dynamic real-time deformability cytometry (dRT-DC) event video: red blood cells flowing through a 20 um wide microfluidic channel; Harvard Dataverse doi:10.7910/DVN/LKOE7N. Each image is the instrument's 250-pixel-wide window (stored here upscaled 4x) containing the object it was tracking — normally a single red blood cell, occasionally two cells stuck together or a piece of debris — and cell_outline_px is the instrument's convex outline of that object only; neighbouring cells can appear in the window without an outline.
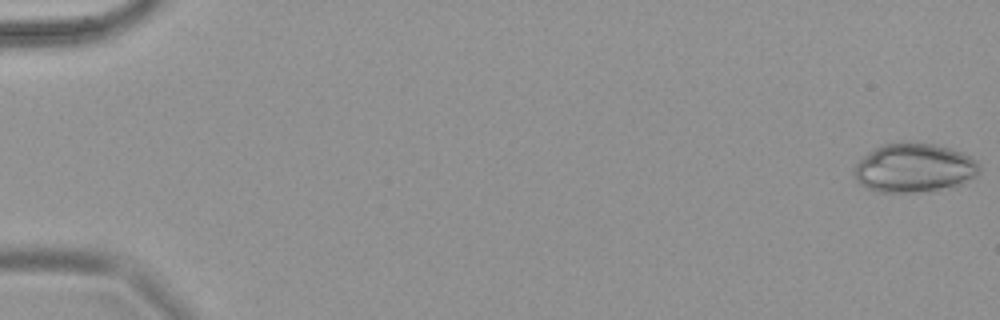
{"species": "common noctule bat (a hibernating species)", "species_latin": "Nyctalus noctula", "temperature_condition": "warm", "stored_images_in_passage": 68, "camera_frame_rate_fps": 3000, "um_per_image_px": 0.085, "animal": {"sex": "female", "body_mass_g": 18.4}, "frame": {"image": 1, "passage_image": 1, "time_ms": 0.0, "image_size_px": [1000, 320], "cell_outline_px": [[980, 172], [976, 176], [964, 184], [956, 188], [932, 192], [880, 192], [868, 188], [860, 184], [856, 180], [852, 172], [852, 168], [864, 156], [880, 144], [900, 140], [916, 140], [936, 144], [960, 152], [976, 160], [980, 168]], "centroid_in_image_um": [77.72, 14.26], "position_along_channel_um": 7.3, "area_um2": 36.99}}
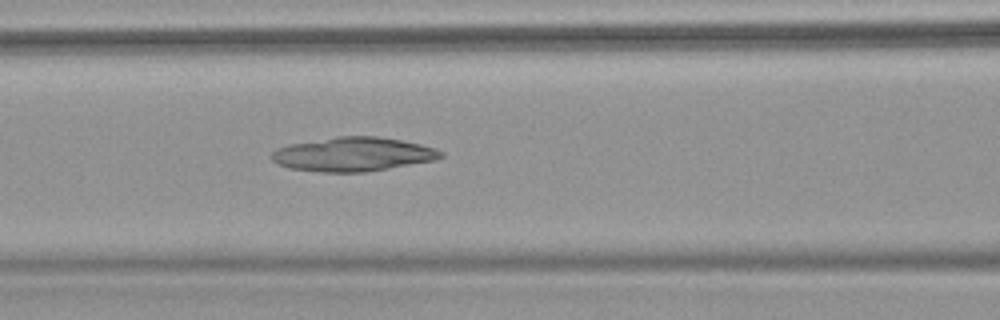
{"frame": {"image": 2, "passage_image": 31, "time_ms": 10.0, "image_size_px": [1000, 320], "cell_outline_px": [[444, 156], [436, 160], [364, 172], [320, 172], [288, 168], [276, 164], [268, 156], [276, 148], [288, 144], [336, 136], [376, 136], [400, 140], [420, 144], [436, 148], [444, 152]], "centroid_in_image_um": [29.97, 13.11], "position_along_channel_um": 136.6, "area_um2": 33.81}}
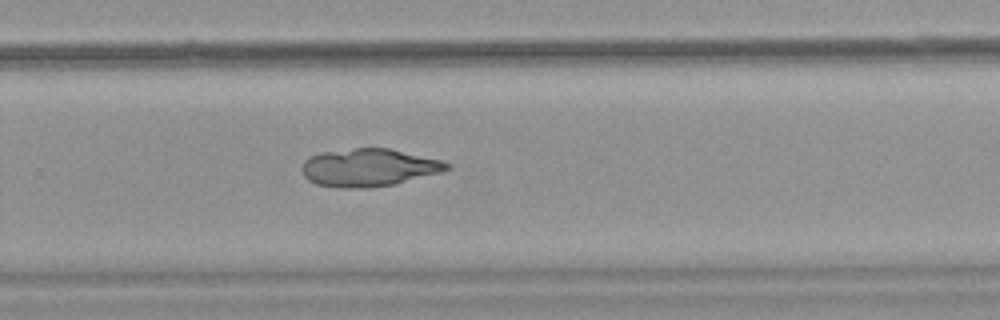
{"frame": {"image": 3, "passage_image": 47, "time_ms": 15.333, "image_size_px": [1000, 320], "cell_outline_px": [[452, 168], [440, 172], [396, 184], [372, 188], [340, 188], [316, 184], [308, 180], [304, 176], [304, 160], [308, 156], [320, 152], [356, 148], [388, 148], [440, 160], [452, 164]], "centroid_in_image_um": [31.35, 14.25], "position_along_channel_um": 298.5, "area_um2": 31.91}}